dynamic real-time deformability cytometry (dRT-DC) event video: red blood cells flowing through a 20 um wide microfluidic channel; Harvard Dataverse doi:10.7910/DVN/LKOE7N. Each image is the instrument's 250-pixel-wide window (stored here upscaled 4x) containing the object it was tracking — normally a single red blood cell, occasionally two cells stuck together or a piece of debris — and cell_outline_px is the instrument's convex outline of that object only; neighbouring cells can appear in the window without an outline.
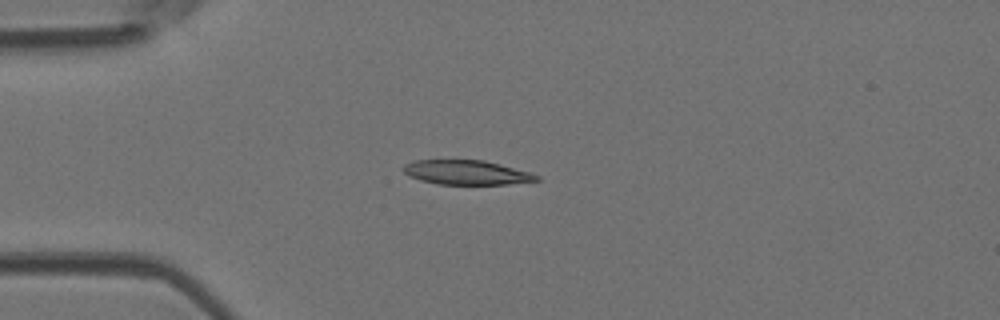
{"species": "Egyptian fruit bat (a non-hibernating species)", "species_latin": "Rousettus aegyptiacus", "temperature_condition": "room temperature", "stored_images_in_passage": 3, "camera_frame_rate_fps": 3000, "um_per_image_px": 0.085, "animal": {"sex": "female"}, "frame": {"image": 1, "passage_image": 3, "time_ms": 0.667, "image_size_px": [1000, 320], "cell_outline_px": [[540, 180], [508, 184], [436, 184], [420, 180], [408, 176], [400, 168], [404, 164], [416, 160], [484, 160], [500, 164], [528, 172], [540, 176]], "centroid_in_image_um": [39.6, 14.66], "position_along_channel_um": 45.4, "area_um2": 18.96}}